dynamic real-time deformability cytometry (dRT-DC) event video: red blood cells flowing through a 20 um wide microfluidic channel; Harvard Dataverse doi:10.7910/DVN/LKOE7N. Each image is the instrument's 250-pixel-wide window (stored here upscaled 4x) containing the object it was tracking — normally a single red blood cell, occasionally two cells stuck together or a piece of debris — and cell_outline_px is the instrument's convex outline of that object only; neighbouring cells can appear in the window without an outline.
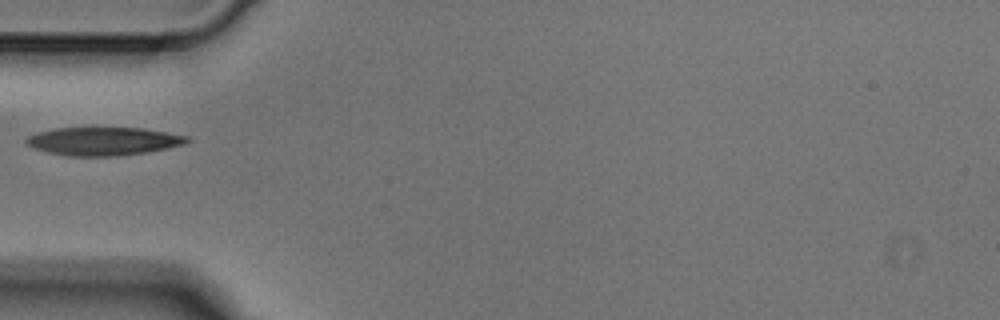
{"species": "Egyptian fruit bat (a non-hibernating species)", "species_latin": "Rousettus aegyptiacus", "temperature_condition": "cold", "stored_images_in_passage": 1, "camera_frame_rate_fps": 3000, "um_per_image_px": 0.085, "animal": {"sex": "male"}, "frame": {"image": 1, "passage_image": 1, "time_ms": 0.0, "image_size_px": [1000, 320], "cell_outline_px": [[192, 140], [184, 144], [168, 148], [148, 152], [116, 156], [64, 156], [32, 148], [24, 140], [28, 136], [36, 132], [56, 128], [92, 124], [144, 128], [188, 136]], "centroid_in_image_um": [8.76, 11.95], "position_along_channel_um": 76.2, "area_um2": 27.86}}